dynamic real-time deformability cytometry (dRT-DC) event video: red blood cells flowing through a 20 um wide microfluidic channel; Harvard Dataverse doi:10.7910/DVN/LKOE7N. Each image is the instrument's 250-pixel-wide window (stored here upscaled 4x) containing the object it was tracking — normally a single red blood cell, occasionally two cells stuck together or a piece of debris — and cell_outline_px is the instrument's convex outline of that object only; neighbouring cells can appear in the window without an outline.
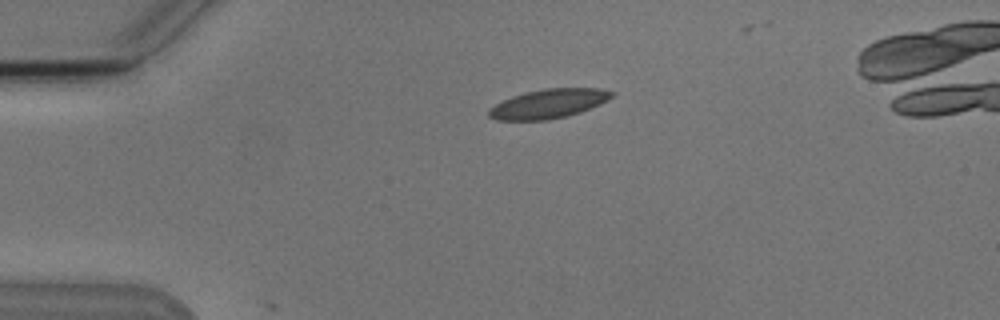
{"species": "Egyptian fruit bat (a non-hibernating species)", "species_latin": "Rousettus aegyptiacus", "temperature_condition": "cold", "stored_images_in_passage": 6, "camera_frame_rate_fps": 3000, "um_per_image_px": 0.085, "animal": {"sex": "male"}, "frame": {"image": 1, "passage_image": 6, "time_ms": 7.0, "image_size_px": [1000, 320], "cell_outline_px": [[616, 92], [612, 96], [600, 104], [580, 112], [548, 120], [496, 120], [488, 116], [488, 108], [512, 96], [524, 92], [544, 88], [600, 88]], "centroid_in_image_um": [46.61, 8.81], "position_along_channel_um": 38.4, "area_um2": 20.87}}